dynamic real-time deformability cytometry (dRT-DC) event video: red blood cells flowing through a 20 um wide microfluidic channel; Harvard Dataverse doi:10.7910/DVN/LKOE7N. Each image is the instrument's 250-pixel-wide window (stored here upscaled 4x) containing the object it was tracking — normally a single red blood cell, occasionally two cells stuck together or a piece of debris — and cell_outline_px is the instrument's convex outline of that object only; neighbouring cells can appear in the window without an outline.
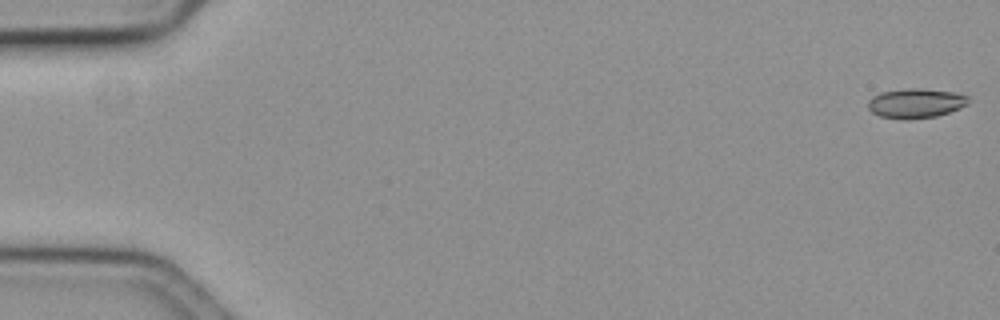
{"species": "common noctule bat (a hibernating species)", "species_latin": "Nyctalus noctula", "temperature_condition": "cold", "stored_images_in_passage": 59, "camera_frame_rate_fps": 3000, "um_per_image_px": 0.085, "animal": {"sex": "female", "body_mass_g": 19.3, "forearm_length_mm": 54.1}, "frame": {"image": 1, "passage_image": 1, "time_ms": 0.0, "image_size_px": [1000, 320], "cell_outline_px": [[968, 104], [960, 108], [936, 116], [904, 120], [880, 116], [872, 112], [868, 108], [868, 100], [872, 96], [880, 92], [908, 88], [920, 88], [952, 92], [968, 96]], "centroid_in_image_um": [77.8, 8.77], "position_along_channel_um": 7.2, "area_um2": 17.28}}
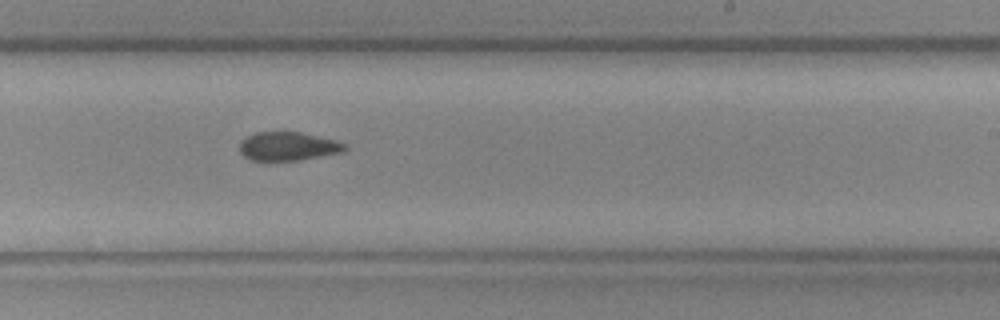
{"frame": {"image": 2, "passage_image": 36, "time_ms": 11.667, "image_size_px": [1000, 320], "cell_outline_px": [[348, 148], [344, 152], [300, 160], [252, 160], [244, 156], [240, 152], [240, 140], [256, 132], [300, 132], [336, 140], [344, 144]], "centroid_in_image_um": [24.49, 12.43], "position_along_channel_um": 264.5, "area_um2": 17.51}}
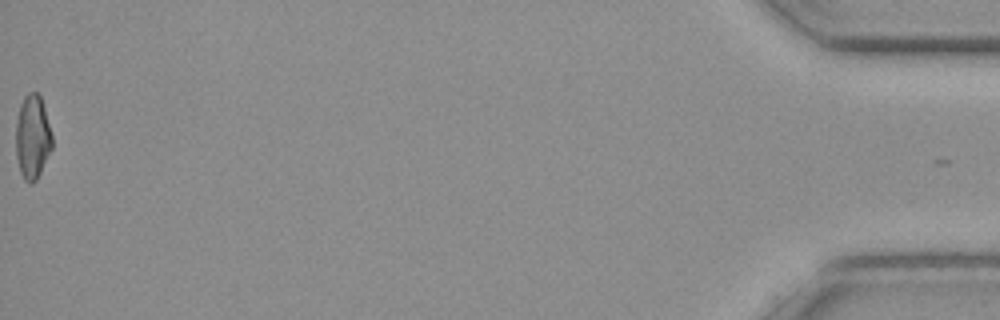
{"frame": {"image": 3, "passage_image": 59, "time_ms": 19.333, "image_size_px": [1000, 320], "cell_outline_px": [[52, 148], [36, 180], [32, 184], [28, 184], [24, 180], [20, 172], [16, 156], [16, 124], [20, 104], [24, 96], [28, 92], [36, 92], [40, 96], [44, 108], [52, 136]], "centroid_in_image_um": [2.75, 11.67], "position_along_channel_um": 432.5, "area_um2": 17.69}, "authors_computed_cell_mechanics": {"area_um2": 17.9758, "velocity_mm_per_s": 3.5643, "shape_relaxation_time_tau1_ms": null, "shape_relaxation_time_tau2_ms": 4.7758, "deformation_change_tau1": null, "deformation_change_tau2": 0.1166}}